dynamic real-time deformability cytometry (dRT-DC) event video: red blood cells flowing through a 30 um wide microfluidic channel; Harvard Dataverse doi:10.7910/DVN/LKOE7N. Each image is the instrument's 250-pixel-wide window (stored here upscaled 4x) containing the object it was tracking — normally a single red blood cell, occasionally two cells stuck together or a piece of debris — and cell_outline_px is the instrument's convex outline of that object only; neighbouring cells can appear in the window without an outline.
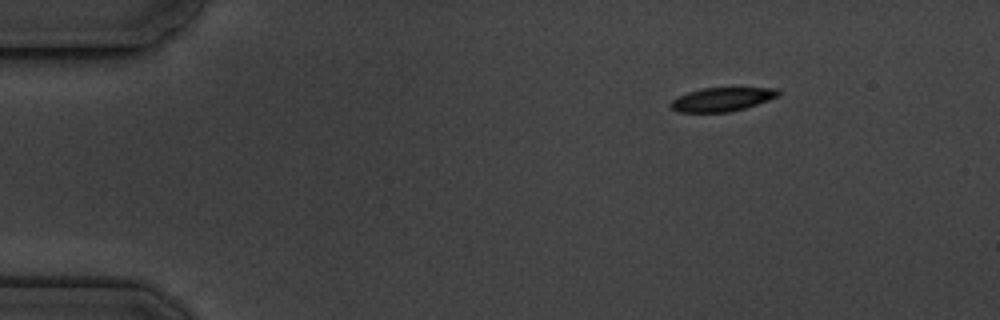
{"species": "common noctule bat (a hibernating species)", "species_latin": "Nyctalus noctula", "temperature_condition": "cold", "stored_images_in_passage": 4, "camera_frame_rate_fps": 3000, "um_per_image_px": 0.085, "animal": {"sex": "male", "body_mass_g": 19.5, "forearm_length_mm": 54.6}, "frame": {"image": 1, "passage_image": 1, "time_ms": 0.0, "image_size_px": [1000, 320], "cell_outline_px": [[780, 96], [744, 108], [728, 112], [676, 112], [668, 104], [672, 100], [688, 92], [704, 88], [776, 88], [780, 92]], "centroid_in_image_um": [61.36, 8.45], "position_along_channel_um": 23.6, "area_um2": 14.74}}
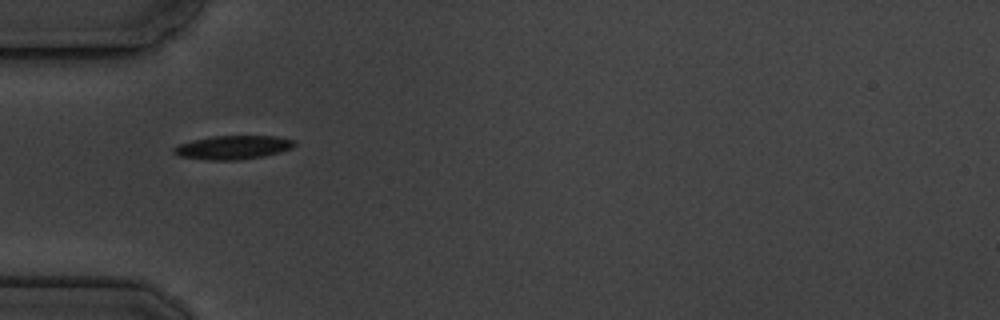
{"frame": {"image": 2, "passage_image": 4, "time_ms": 3.333, "image_size_px": [1000, 320], "cell_outline_px": [[296, 144], [292, 148], [280, 152], [264, 156], [240, 160], [208, 160], [180, 156], [172, 152], [172, 148], [180, 144], [192, 140], [212, 136], [276, 136], [296, 140]], "centroid_in_image_um": [19.83, 12.53], "position_along_channel_um": 65.2, "area_um2": 16.76}}